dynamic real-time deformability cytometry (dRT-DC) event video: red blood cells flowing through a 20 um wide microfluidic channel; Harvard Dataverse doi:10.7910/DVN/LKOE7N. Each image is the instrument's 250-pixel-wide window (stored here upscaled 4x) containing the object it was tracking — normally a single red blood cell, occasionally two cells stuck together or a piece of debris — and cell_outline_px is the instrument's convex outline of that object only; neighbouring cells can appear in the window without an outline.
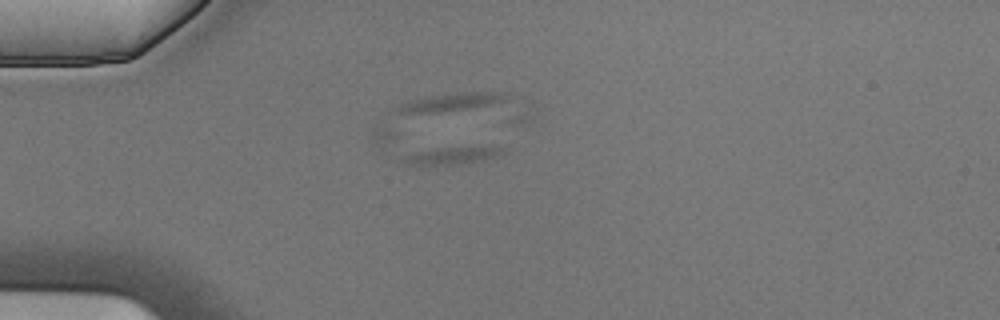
{"species": "Egyptian fruit bat (a non-hibernating species)", "species_latin": "Rousettus aegyptiacus", "temperature_condition": "cold", "stored_images_in_passage": 6, "camera_frame_rate_fps": 3000, "um_per_image_px": 0.085, "animal": {"sex": "male"}, "frame": {"image": 1, "passage_image": 4, "time_ms": 1.0, "image_size_px": [1000, 320], "cell_outline_px": [[508, 152], [504, 156], [484, 160], [460, 164], [404, 164], [396, 160], [404, 156], [416, 152], [436, 148], [488, 144], [492, 144], [504, 148]], "centroid_in_image_um": [38.64, 13.17], "position_along_channel_um": 46.4, "area_um2": 10.92}}